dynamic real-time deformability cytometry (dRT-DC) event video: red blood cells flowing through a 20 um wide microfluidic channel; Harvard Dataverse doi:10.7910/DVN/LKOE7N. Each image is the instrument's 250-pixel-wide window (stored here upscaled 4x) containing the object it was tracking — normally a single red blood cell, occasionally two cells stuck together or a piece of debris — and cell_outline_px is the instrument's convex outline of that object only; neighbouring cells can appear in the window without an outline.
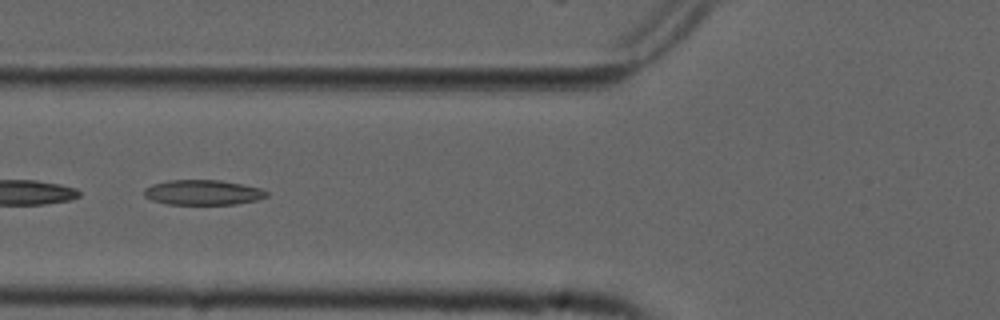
{"species": "common noctule bat (a hibernating species)", "species_latin": "Nyctalus noctula", "temperature_condition": "cold", "stored_images_in_passage": 40, "segment_of_instrument_passage": [2, 2], "camera_frame_rate_fps": 3000, "um_per_image_px": 0.085, "animal": {"sex": "male", "forearm_length_mm": 52.5}, "frame": {"image": 1, "passage_image": 21, "time_ms": 6.667, "image_size_px": [1000, 320], "cell_outline_px": [[268, 196], [256, 200], [236, 204], [168, 204], [152, 200], [144, 196], [144, 188], [152, 184], [168, 180], [220, 180], [260, 188], [268, 192]], "centroid_in_image_um": [17.23, 16.35], "position_along_channel_um": 108.6, "area_um2": 17.8}}
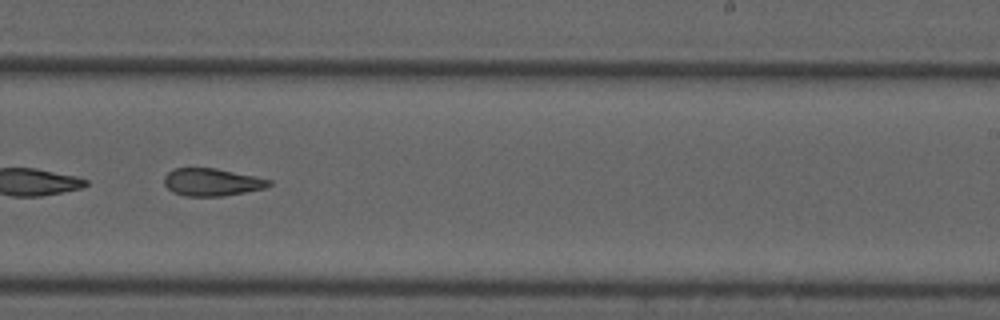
{"frame": {"image": 2, "passage_image": 34, "time_ms": 11.0, "image_size_px": [1000, 320], "cell_outline_px": [[272, 184], [264, 188], [224, 196], [184, 196], [172, 192], [164, 184], [164, 176], [168, 172], [176, 168], [216, 168], [256, 176], [272, 180]], "centroid_in_image_um": [18.01, 15.48], "position_along_channel_um": 271.0, "area_um2": 16.88}}